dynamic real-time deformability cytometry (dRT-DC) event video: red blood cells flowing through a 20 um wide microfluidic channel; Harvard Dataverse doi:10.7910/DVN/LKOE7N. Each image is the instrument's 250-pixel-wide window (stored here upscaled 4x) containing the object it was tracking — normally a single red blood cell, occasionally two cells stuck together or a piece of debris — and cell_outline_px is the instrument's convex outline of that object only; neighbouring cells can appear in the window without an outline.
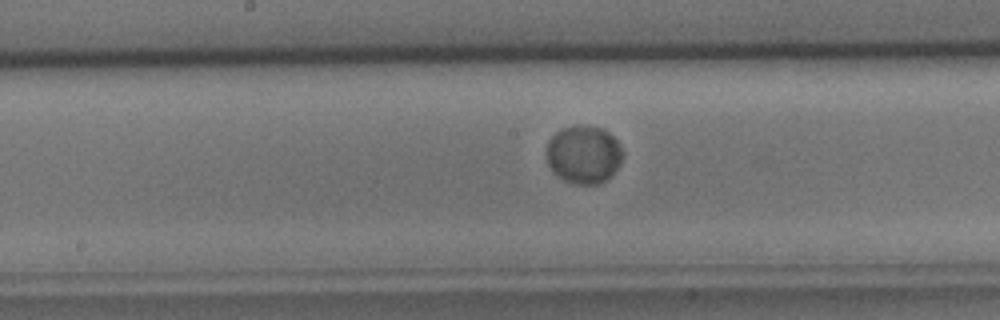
{"species": "common noctule bat (a hibernating species)", "species_latin": "Nyctalus noctula", "temperature_condition": "cold", "stored_images_in_passage": 30, "camera_frame_rate_fps": 3000, "um_per_image_px": 0.085, "animal": {"sex": "male", "body_mass_g": 15.6}, "frame": {"image": 1, "passage_image": 15, "time_ms": 4.667, "image_size_px": [1000, 320], "cell_outline_px": [[624, 156], [616, 168], [604, 180], [596, 184], [576, 184], [564, 180], [552, 172], [548, 164], [544, 152], [548, 140], [556, 132], [564, 128], [604, 128], [616, 140], [624, 152]], "centroid_in_image_um": [49.57, 13.16], "position_along_channel_um": 198.6, "area_um2": 25.37}}
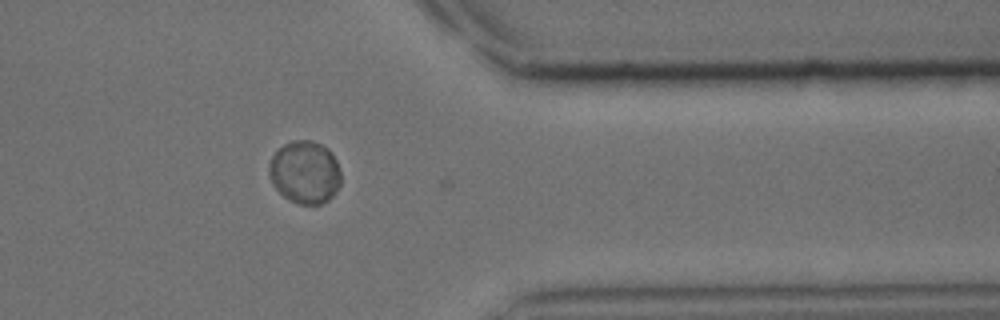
{"frame": {"image": 2, "passage_image": 29, "time_ms": 9.333, "image_size_px": [1000, 320], "cell_outline_px": [[340, 184], [336, 192], [328, 200], [320, 204], [300, 204], [288, 200], [272, 184], [268, 172], [268, 164], [272, 156], [284, 144], [292, 140], [312, 140], [328, 148], [332, 152], [336, 160], [340, 172]], "centroid_in_image_um": [25.91, 14.63], "position_along_channel_um": 385.5, "area_um2": 26.41}}